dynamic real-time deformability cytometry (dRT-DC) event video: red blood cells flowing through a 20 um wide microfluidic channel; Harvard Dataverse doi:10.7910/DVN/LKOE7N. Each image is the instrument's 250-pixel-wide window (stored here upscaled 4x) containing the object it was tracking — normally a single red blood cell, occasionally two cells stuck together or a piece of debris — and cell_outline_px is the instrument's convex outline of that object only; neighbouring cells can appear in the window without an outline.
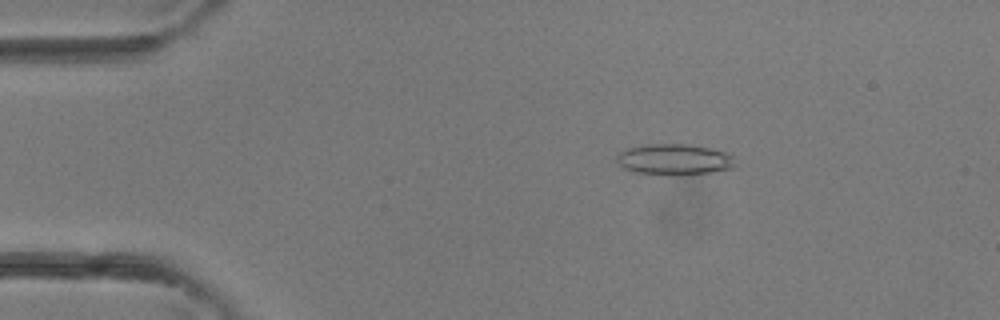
{"species": "common noctule bat (a hibernating species)", "species_latin": "Nyctalus noctula", "temperature_condition": "room temperature", "stored_images_in_passage": 4, "camera_frame_rate_fps": 3000, "um_per_image_px": 0.085, "animal": {"sex": "female"}, "frame": {"image": 1, "passage_image": 3, "time_ms": 0.667, "image_size_px": [1000, 320], "cell_outline_px": [[736, 164], [732, 168], [712, 172], [680, 176], [672, 176], [636, 172], [624, 168], [616, 160], [616, 156], [624, 148], [644, 144], [688, 144], [708, 148], [724, 152], [736, 156]], "centroid_in_image_um": [57.32, 13.56], "position_along_channel_um": 27.7, "area_um2": 21.79}}